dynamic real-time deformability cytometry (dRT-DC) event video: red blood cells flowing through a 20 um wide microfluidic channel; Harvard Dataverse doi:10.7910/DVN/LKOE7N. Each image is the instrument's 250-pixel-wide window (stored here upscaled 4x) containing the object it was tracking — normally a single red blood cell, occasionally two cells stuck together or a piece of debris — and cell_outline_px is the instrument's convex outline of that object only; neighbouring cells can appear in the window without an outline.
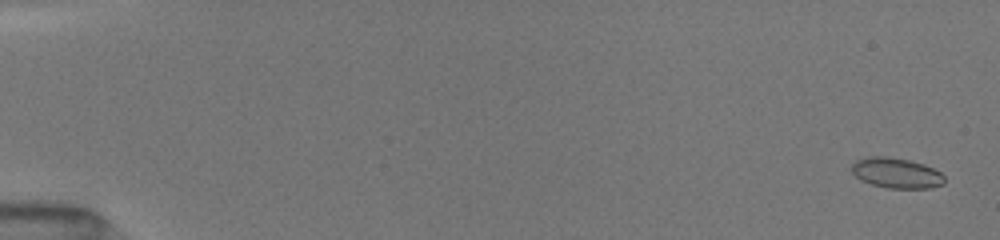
{"species": "common noctule bat (a hibernating species)", "species_latin": "Nyctalus noctula", "temperature_condition": "room temperature", "stored_images_in_passage": 48, "camera_frame_rate_fps": 3000, "um_per_image_px": 0.085, "animal": {"sex": "female", "body_mass_g": 19.5, "forearm_length_mm": 54.1}, "frame": {"image": 1, "passage_image": 3, "time_ms": 0.333, "image_size_px": [1000, 240], "cell_outline_px": [[944, 184], [928, 188], [888, 188], [872, 184], [860, 180], [848, 168], [856, 160], [868, 156], [884, 156], [908, 160], [924, 164], [940, 172], [944, 176]], "centroid_in_image_um": [76.15, 14.7], "position_along_channel_um": 8.8, "area_um2": 16.42}}
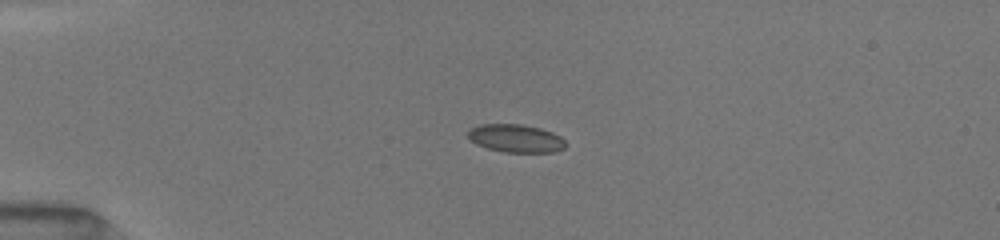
{"frame": {"image": 2, "passage_image": 33, "time_ms": 4.333, "image_size_px": [1000, 240], "cell_outline_px": [[568, 144], [564, 148], [552, 152], [504, 152], [488, 148], [476, 144], [468, 140], [468, 128], [480, 124], [520, 124], [540, 128], [552, 132], [560, 136]], "centroid_in_image_um": [43.82, 11.75], "position_along_channel_um": 41.2, "area_um2": 16.07}}